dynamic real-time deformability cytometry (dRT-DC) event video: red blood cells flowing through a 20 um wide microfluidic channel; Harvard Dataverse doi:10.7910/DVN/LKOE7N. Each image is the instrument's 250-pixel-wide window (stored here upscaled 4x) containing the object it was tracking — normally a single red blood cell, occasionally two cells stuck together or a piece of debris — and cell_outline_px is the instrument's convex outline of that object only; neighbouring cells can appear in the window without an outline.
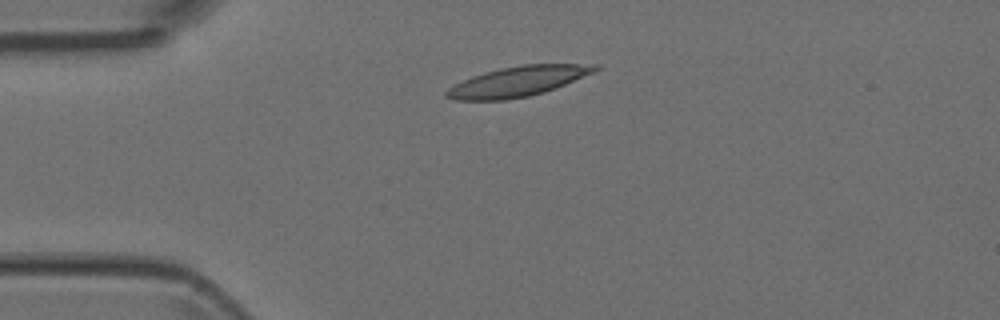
{"species": "Egyptian fruit bat (a non-hibernating species)", "species_latin": "Rousettus aegyptiacus", "temperature_condition": "room temperature", "stored_images_in_passage": 5, "camera_frame_rate_fps": 3000, "um_per_image_px": 0.085, "animal": {"sex": "female"}, "frame": {"image": 1, "passage_image": 1, "time_ms": 0.0, "image_size_px": [1000, 320], "cell_outline_px": [[600, 68], [592, 72], [564, 84], [544, 92], [528, 96], [504, 100], [456, 100], [444, 96], [444, 92], [448, 88], [472, 76], [484, 72], [500, 68], [520, 64], [600, 64]], "centroid_in_image_um": [43.98, 6.91], "position_along_channel_um": 41.0, "area_um2": 25.72}}
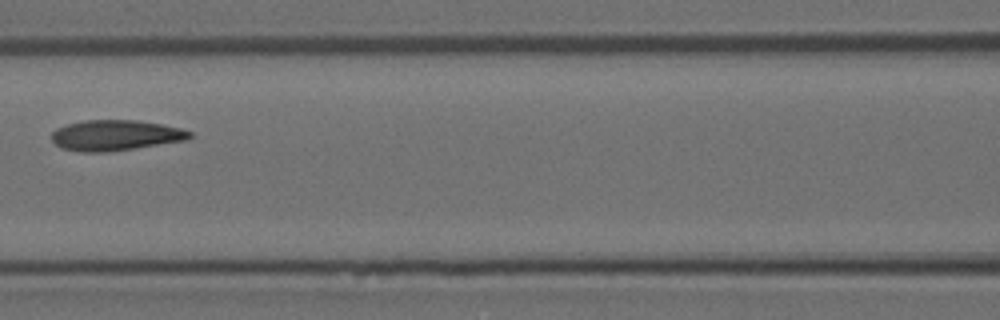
{"frame": {"image": 2, "passage_image": 4, "time_ms": 1.0, "image_size_px": [1000, 320], "cell_outline_px": [[192, 136], [184, 140], [108, 152], [80, 152], [60, 148], [52, 140], [52, 132], [56, 128], [68, 124], [84, 120], [136, 120], [160, 124], [180, 128], [192, 132]], "centroid_in_image_um": [9.76, 11.5], "position_along_channel_um": 156.8, "area_um2": 24.39}}
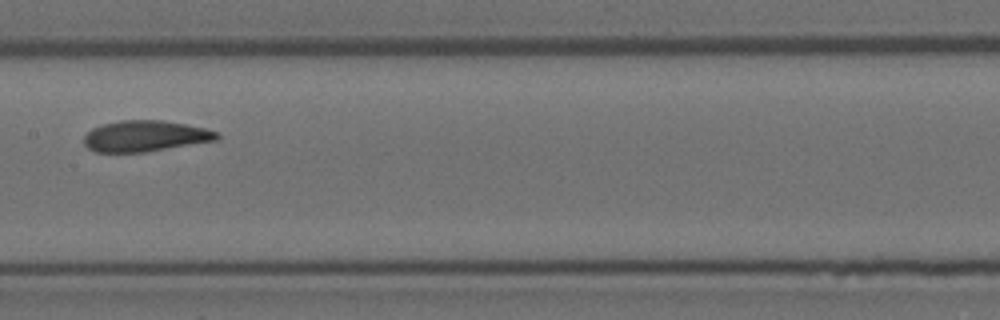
{"frame": {"image": 3, "passage_image": 5, "time_ms": 1.333, "image_size_px": [1000, 320], "cell_outline_px": [[220, 136], [216, 140], [144, 152], [96, 152], [88, 148], [84, 144], [84, 136], [92, 128], [104, 124], [120, 120], [160, 120], [184, 124], [204, 128], [220, 132]], "centroid_in_image_um": [12.33, 11.56], "position_along_channel_um": 195.1, "area_um2": 23.81}}